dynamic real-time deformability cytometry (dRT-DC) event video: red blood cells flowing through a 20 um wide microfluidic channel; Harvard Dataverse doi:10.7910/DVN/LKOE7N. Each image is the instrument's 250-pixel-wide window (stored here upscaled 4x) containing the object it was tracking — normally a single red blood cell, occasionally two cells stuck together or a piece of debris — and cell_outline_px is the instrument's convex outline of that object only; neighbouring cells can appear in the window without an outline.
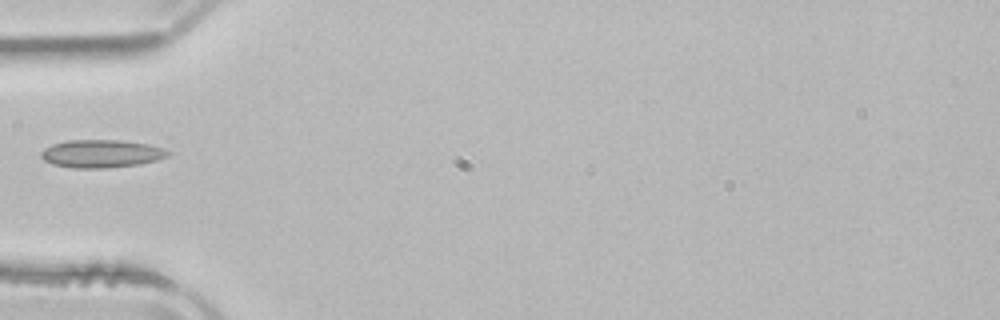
{"species": "common noctule bat (a hibernating species)", "species_latin": "Nyctalus noctula", "temperature_condition": "room temperature", "stored_images_in_passage": 3, "camera_frame_rate_fps": 3000, "um_per_image_px": 0.085, "animal": {"sex": "male", "body_mass_g": 21.5, "forearm_length_mm": 52.0}, "frame": {"image": 1, "passage_image": 1, "time_ms": 0.0, "image_size_px": [1000, 320], "cell_outline_px": [[172, 152], [168, 156], [156, 160], [140, 164], [108, 168], [72, 168], [52, 164], [44, 160], [40, 156], [40, 152], [44, 148], [52, 144], [68, 140], [120, 140], [148, 144], [164, 148]], "centroid_in_image_um": [8.61, 13.06], "position_along_channel_um": 76.4, "area_um2": 20.81}}